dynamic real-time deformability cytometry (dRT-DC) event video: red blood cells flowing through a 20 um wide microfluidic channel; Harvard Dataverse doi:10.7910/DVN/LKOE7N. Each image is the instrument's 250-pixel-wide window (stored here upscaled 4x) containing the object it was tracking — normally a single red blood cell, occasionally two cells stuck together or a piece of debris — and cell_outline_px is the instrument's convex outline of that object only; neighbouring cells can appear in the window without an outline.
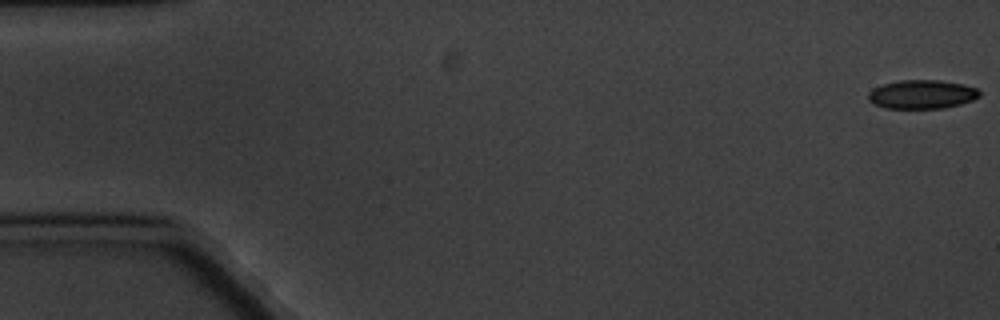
{"species": "common noctule bat (a hibernating species)", "species_latin": "Nyctalus noctula", "temperature_condition": "cold", "stored_images_in_passage": 5, "camera_frame_rate_fps": 3000, "um_per_image_px": 0.085, "animal": {"sex": "male", "body_mass_g": 20.1, "forearm_length_mm": 53.5}, "frame": {"image": 1, "passage_image": 1, "time_ms": 0.0, "image_size_px": [1000, 320], "cell_outline_px": [[980, 96], [972, 100], [960, 104], [944, 108], [884, 108], [868, 100], [868, 92], [872, 88], [896, 80], [940, 80], [964, 84], [976, 88], [980, 92]], "centroid_in_image_um": [78.35, 8.01], "position_along_channel_um": 6.6, "area_um2": 18.73}}